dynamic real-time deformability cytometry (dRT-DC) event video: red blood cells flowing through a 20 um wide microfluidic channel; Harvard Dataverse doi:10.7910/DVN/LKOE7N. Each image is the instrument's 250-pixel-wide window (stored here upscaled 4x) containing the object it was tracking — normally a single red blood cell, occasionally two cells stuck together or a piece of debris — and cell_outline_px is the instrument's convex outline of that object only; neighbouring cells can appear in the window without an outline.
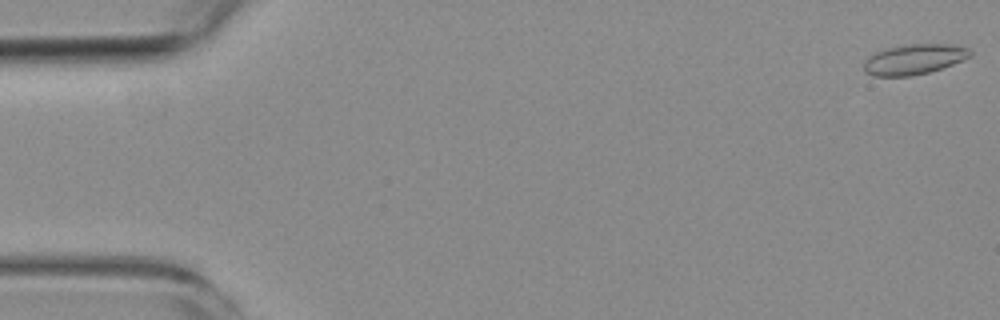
{"species": "common noctule bat (a hibernating species)", "species_latin": "Nyctalus noctula", "temperature_condition": "room temperature", "stored_images_in_passage": 5, "camera_frame_rate_fps": 3000, "um_per_image_px": 0.085, "animal": {"sex": "female", "body_mass_g": 19.3, "forearm_length_mm": 54.1}, "frame": {"image": 1, "passage_image": 1, "time_ms": 0.0, "image_size_px": [1000, 320], "cell_outline_px": [[972, 56], [964, 60], [928, 72], [912, 76], [872, 76], [864, 72], [864, 60], [868, 56], [884, 48], [908, 44], [944, 44], [968, 48], [972, 52]], "centroid_in_image_um": [77.65, 5.04], "position_along_channel_um": 7.3, "area_um2": 18.79}}
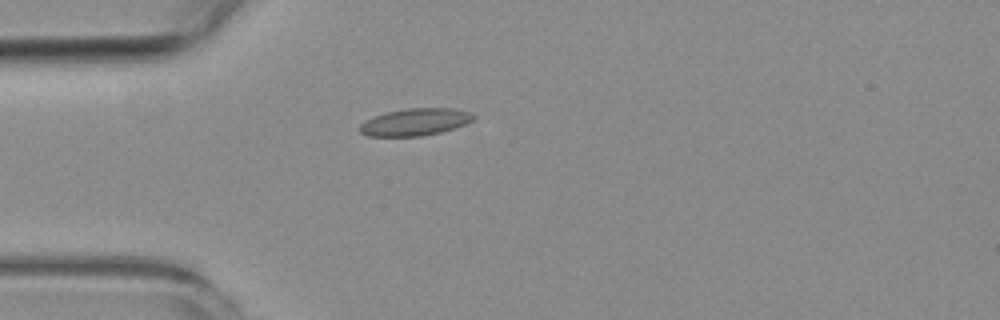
{"frame": {"image": 2, "passage_image": 4, "time_ms": 4.667, "image_size_px": [1000, 320], "cell_outline_px": [[476, 116], [472, 120], [464, 124], [440, 132], [420, 136], [368, 136], [360, 132], [360, 124], [364, 120], [388, 112], [408, 108], [456, 108], [468, 112]], "centroid_in_image_um": [35.27, 10.37], "position_along_channel_um": 49.7, "area_um2": 17.74}}